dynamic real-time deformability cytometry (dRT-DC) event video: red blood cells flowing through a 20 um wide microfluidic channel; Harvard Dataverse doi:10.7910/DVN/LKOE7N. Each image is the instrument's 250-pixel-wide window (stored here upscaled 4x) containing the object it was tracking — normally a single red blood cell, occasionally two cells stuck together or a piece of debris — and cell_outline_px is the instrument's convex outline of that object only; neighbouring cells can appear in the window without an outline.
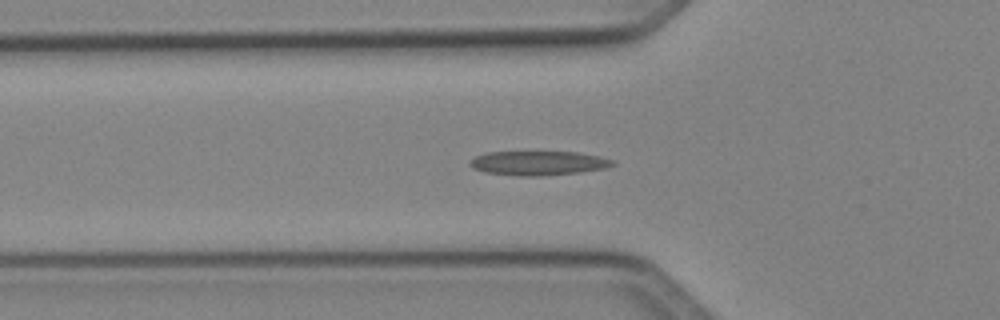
{"species": "Egyptian fruit bat (a non-hibernating species)", "species_latin": "Rousettus aegyptiacus", "temperature_condition": "cold", "stored_images_in_passage": 36, "camera_frame_rate_fps": 3000, "um_per_image_px": 0.085, "animal": {"sex": "female"}, "frame": {"image": 1, "passage_image": 3, "time_ms": 0.667, "image_size_px": [1000, 320], "cell_outline_px": [[616, 164], [604, 168], [580, 172], [540, 176], [516, 176], [484, 172], [472, 168], [468, 164], [468, 160], [476, 156], [488, 152], [576, 152], [600, 156], [612, 160]], "centroid_in_image_um": [45.7, 13.87], "position_along_channel_um": 80.1, "area_um2": 20.23}}
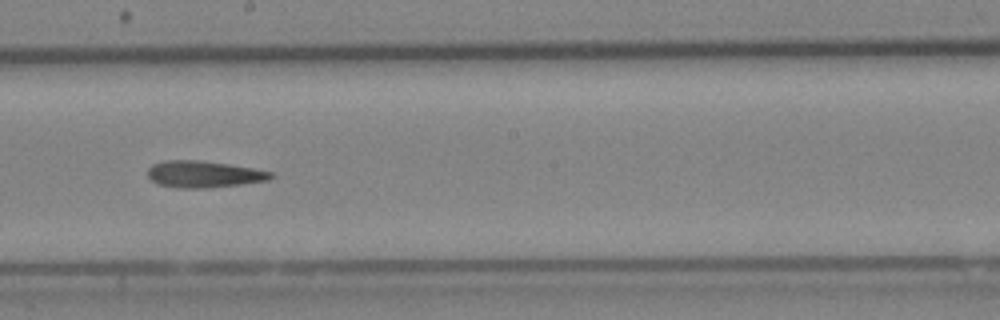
{"frame": {"image": 2, "passage_image": 14, "time_ms": 4.333, "image_size_px": [1000, 320], "cell_outline_px": [[276, 176], [268, 180], [240, 184], [204, 188], [180, 188], [156, 184], [148, 176], [148, 168], [152, 164], [164, 160], [200, 160], [228, 164], [252, 168], [272, 172]], "centroid_in_image_um": [17.3, 14.8], "position_along_channel_um": 230.9, "area_um2": 19.13}}
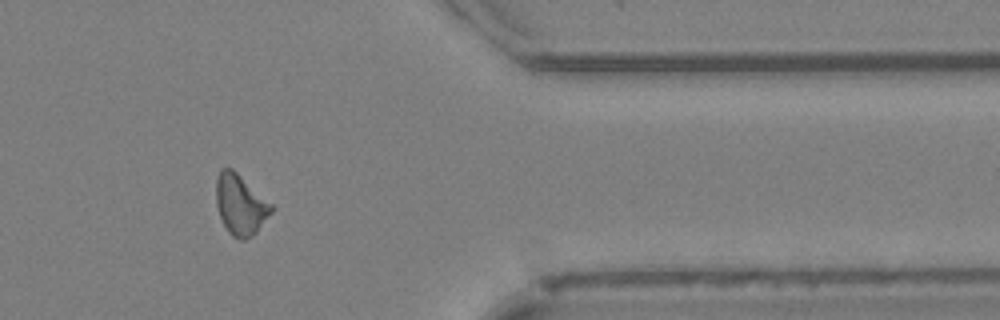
{"frame": {"image": 3, "passage_image": 27, "time_ms": 8.667, "image_size_px": [1000, 320], "cell_outline_px": [[272, 212], [256, 232], [252, 236], [244, 240], [240, 240], [232, 236], [228, 232], [220, 216], [216, 204], [216, 180], [220, 168], [232, 168], [272, 204]], "centroid_in_image_um": [20.42, 17.4], "position_along_channel_um": 391.0, "area_um2": 19.31}}